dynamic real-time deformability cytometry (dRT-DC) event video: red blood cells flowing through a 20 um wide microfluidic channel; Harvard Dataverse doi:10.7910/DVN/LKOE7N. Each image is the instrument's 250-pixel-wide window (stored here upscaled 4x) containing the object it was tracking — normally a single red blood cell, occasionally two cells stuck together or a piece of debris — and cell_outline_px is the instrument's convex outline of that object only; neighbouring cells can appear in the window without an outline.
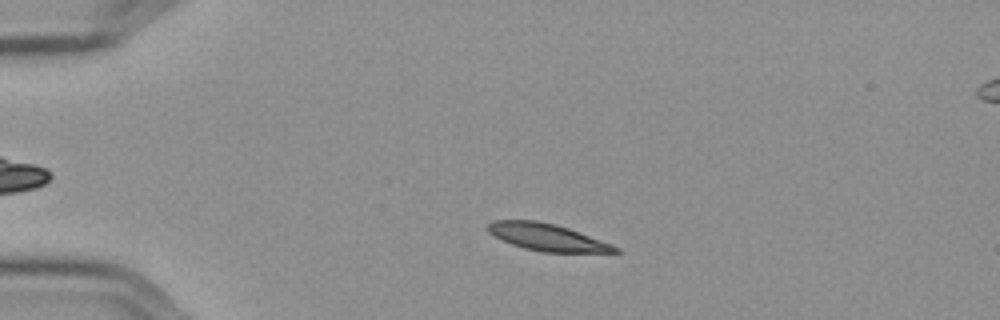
{"species": "Egyptian fruit bat (a non-hibernating species)", "species_latin": "Rousettus aegyptiacus", "temperature_condition": "cold", "stored_images_in_passage": 52, "camera_frame_rate_fps": 3000, "um_per_image_px": 0.085, "frame": {"image": 1, "passage_image": 8, "time_ms": 2.333, "image_size_px": [1000, 320], "cell_outline_px": [[620, 252], [544, 252], [524, 248], [512, 244], [488, 232], [484, 228], [492, 220], [536, 220], [556, 224], [568, 228], [612, 244], [620, 248]], "centroid_in_image_um": [46.49, 20.15], "position_along_channel_um": 38.5, "area_um2": 19.94}}
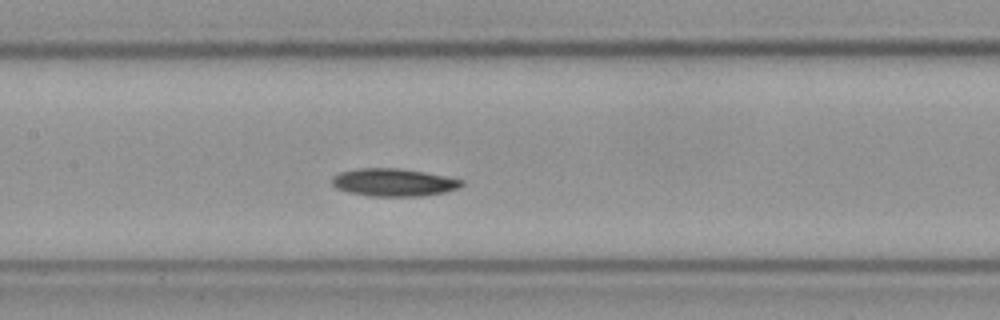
{"frame": {"image": 2, "passage_image": 23, "time_ms": 7.333, "image_size_px": [1000, 320], "cell_outline_px": [[464, 184], [460, 188], [444, 192], [420, 196], [368, 196], [348, 192], [336, 188], [332, 184], [332, 176], [340, 172], [360, 168], [396, 168], [424, 172], [464, 180]], "centroid_in_image_um": [33.45, 15.5], "position_along_channel_um": 174.0, "area_um2": 20.92}}
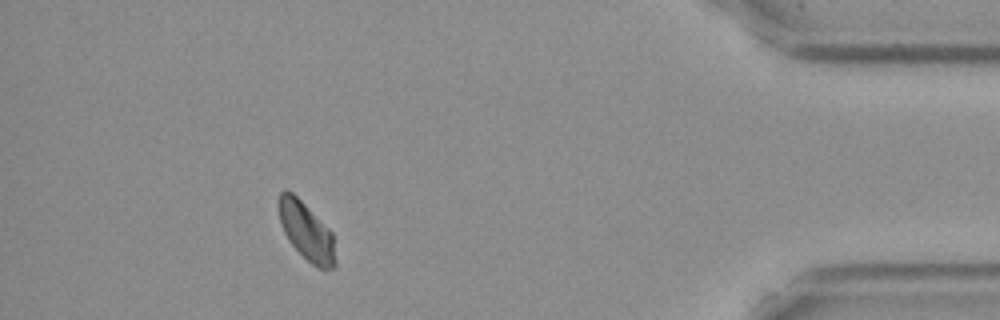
{"frame": {"image": 3, "passage_image": 47, "time_ms": 15.333, "image_size_px": [1000, 320], "cell_outline_px": [[336, 264], [332, 268], [324, 272], [312, 264], [288, 240], [284, 232], [276, 208], [276, 200], [280, 192], [292, 192], [332, 232], [336, 260]], "centroid_in_image_um": [26.03, 19.68], "position_along_channel_um": 409.2, "area_um2": 19.07}, "authors_computed_cell_mechanics": {"area_um2": 20.2011, "velocity_mm_per_s": 3.5486, "shape_relaxation_time_tau1_ms": 3.406, "shape_relaxation_time_tau2_ms": null, "deformation_change_tau1": 0.1118, "deformation_change_tau2": null}}